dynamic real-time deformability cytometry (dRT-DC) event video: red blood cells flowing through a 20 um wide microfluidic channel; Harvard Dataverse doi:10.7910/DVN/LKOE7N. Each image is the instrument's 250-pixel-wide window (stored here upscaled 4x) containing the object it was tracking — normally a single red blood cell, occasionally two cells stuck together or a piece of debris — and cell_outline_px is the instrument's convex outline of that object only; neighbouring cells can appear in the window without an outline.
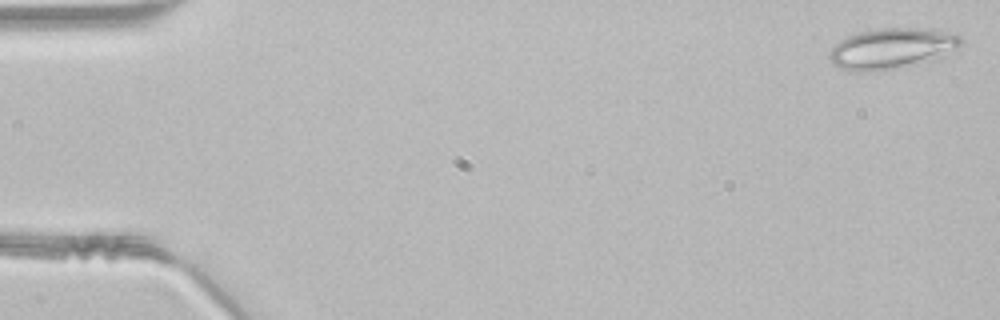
{"species": "common noctule bat (a hibernating species)", "species_latin": "Nyctalus noctula", "temperature_condition": "room temperature", "stored_images_in_passage": 7, "camera_frame_rate_fps": 3000, "um_per_image_px": 0.085, "animal": {"sex": "male", "body_mass_g": 21.5, "forearm_length_mm": 52.0}, "frame": {"image": 1, "passage_image": 1, "time_ms": 0.0, "image_size_px": [1000, 320], "cell_outline_px": [[964, 44], [940, 56], [876, 72], [852, 72], [840, 68], [832, 64], [828, 56], [832, 44], [848, 36], [860, 32], [880, 28], [932, 28], [960, 36], [964, 40]], "centroid_in_image_um": [75.72, 4.1], "position_along_channel_um": 9.3, "area_um2": 30.92}}